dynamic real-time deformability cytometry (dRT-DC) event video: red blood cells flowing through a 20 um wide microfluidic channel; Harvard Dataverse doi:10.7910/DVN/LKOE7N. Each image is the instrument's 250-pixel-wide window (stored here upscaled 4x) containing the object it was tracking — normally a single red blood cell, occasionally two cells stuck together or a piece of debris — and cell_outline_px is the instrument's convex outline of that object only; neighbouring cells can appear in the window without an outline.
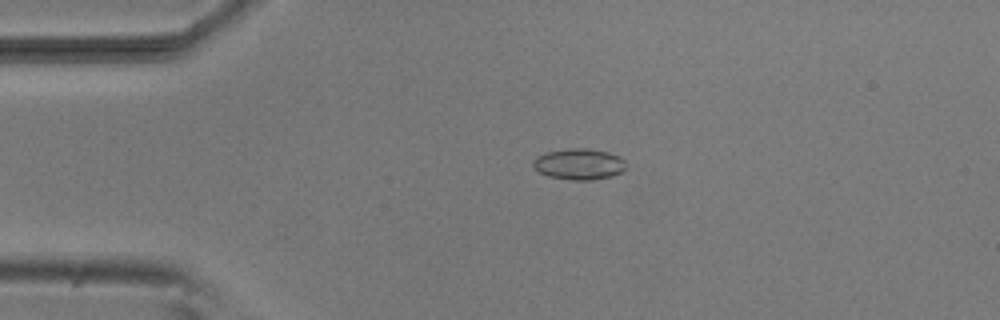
{"species": "common noctule bat (a hibernating species)", "species_latin": "Nyctalus noctula", "temperature_condition": "room temperature", "stored_images_in_passage": 8, "camera_frame_rate_fps": 3000, "um_per_image_px": 0.085, "animal": {"sex": "male", "body_mass_g": 20.5, "forearm_length_mm": 52.5}, "frame": {"image": 1, "passage_image": 1, "time_ms": 0.0, "image_size_px": [1000, 320], "cell_outline_px": [[628, 168], [612, 176], [592, 180], [572, 180], [548, 176], [540, 172], [532, 164], [532, 160], [536, 156], [548, 152], [568, 148], [584, 148], [608, 152], [620, 156], [628, 164]], "centroid_in_image_um": [49.26, 13.95], "position_along_channel_um": 35.7, "area_um2": 16.94}}
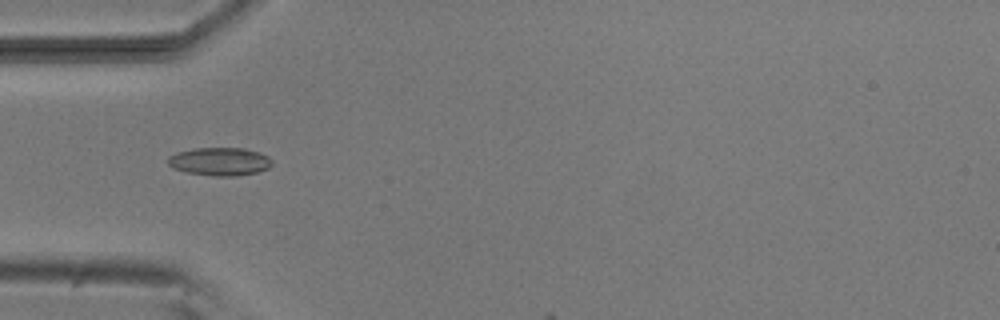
{"frame": {"image": 2, "passage_image": 6, "time_ms": 1.667, "image_size_px": [1000, 320], "cell_outline_px": [[272, 164], [268, 168], [256, 172], [236, 176], [212, 176], [188, 172], [172, 168], [168, 164], [168, 156], [176, 152], [196, 148], [244, 148], [260, 152], [268, 156], [272, 160]], "centroid_in_image_um": [18.68, 13.72], "position_along_channel_um": 66.3, "area_um2": 17.11}}